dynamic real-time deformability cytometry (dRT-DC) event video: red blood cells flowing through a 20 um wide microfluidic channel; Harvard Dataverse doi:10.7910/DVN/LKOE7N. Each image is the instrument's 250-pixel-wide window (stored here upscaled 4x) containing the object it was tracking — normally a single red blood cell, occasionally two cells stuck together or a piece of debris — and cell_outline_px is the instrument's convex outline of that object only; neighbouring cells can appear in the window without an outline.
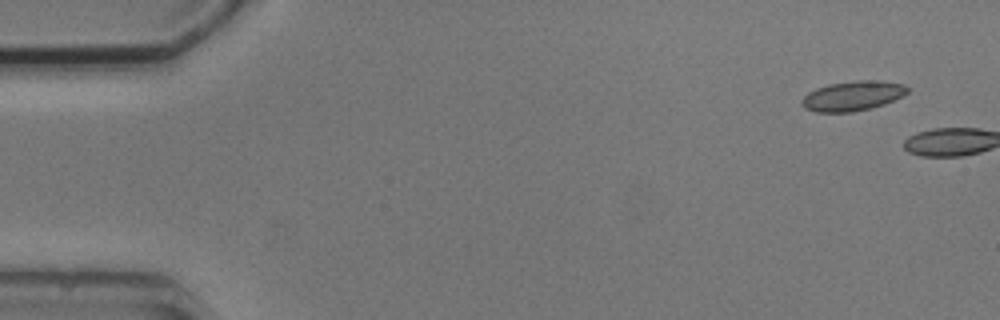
{"species": "common noctule bat (a hibernating species)", "species_latin": "Nyctalus noctula", "temperature_condition": "cold", "stored_images_in_passage": 2, "camera_frame_rate_fps": 3000, "um_per_image_px": 0.085, "animal": {"sex": "male", "body_mass_g": 20.5, "forearm_length_mm": 52.5}, "frame": {"image": 1, "passage_image": 1, "time_ms": 0.0, "image_size_px": [1000, 320], "cell_outline_px": [[908, 92], [904, 96], [884, 104], [872, 108], [852, 112], [816, 112], [804, 108], [800, 100], [808, 92], [816, 88], [828, 84], [856, 80], [880, 80], [904, 84], [908, 88]], "centroid_in_image_um": [72.48, 8.15], "position_along_channel_um": 12.5, "area_um2": 18.55}}